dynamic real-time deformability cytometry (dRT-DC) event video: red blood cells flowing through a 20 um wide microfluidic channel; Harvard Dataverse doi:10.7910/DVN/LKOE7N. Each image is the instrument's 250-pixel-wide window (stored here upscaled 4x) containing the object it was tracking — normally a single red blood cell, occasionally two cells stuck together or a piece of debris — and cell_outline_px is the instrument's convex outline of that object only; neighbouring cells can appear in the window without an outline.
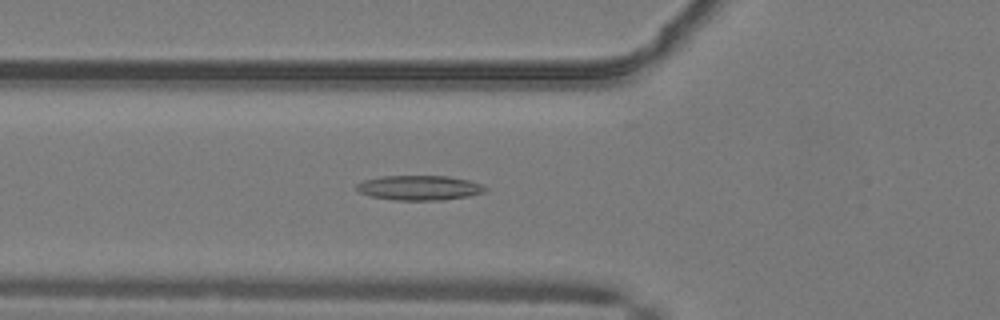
{"species": "common noctule bat (a hibernating species)", "species_latin": "Nyctalus noctula", "temperature_condition": "warm", "stored_images_in_passage": 48, "camera_frame_rate_fps": 3000, "um_per_image_px": 0.085, "animal": {"sex": "male", "body_mass_g": 19.2, "forearm_length_mm": 51.8}, "frame": {"image": 1, "passage_image": 16, "time_ms": 5.0, "image_size_px": [1000, 320], "cell_outline_px": [[488, 188], [484, 192], [468, 196], [444, 200], [396, 200], [372, 196], [360, 192], [356, 188], [356, 184], [364, 180], [380, 176], [448, 176], [468, 180], [480, 184]], "centroid_in_image_um": [35.65, 15.96], "position_along_channel_um": 90.2, "area_um2": 18.44}}
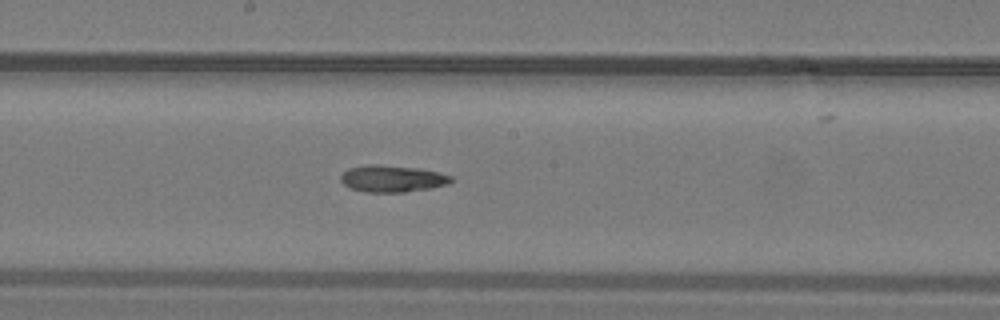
{"frame": {"image": 2, "passage_image": 25, "time_ms": 8.0, "image_size_px": [1000, 320], "cell_outline_px": [[452, 180], [448, 184], [432, 188], [404, 192], [364, 192], [352, 188], [344, 184], [340, 180], [340, 176], [348, 168], [368, 164], [376, 164], [416, 168], [440, 172], [452, 176]], "centroid_in_image_um": [33.34, 15.18], "position_along_channel_um": 214.9, "area_um2": 17.22}}
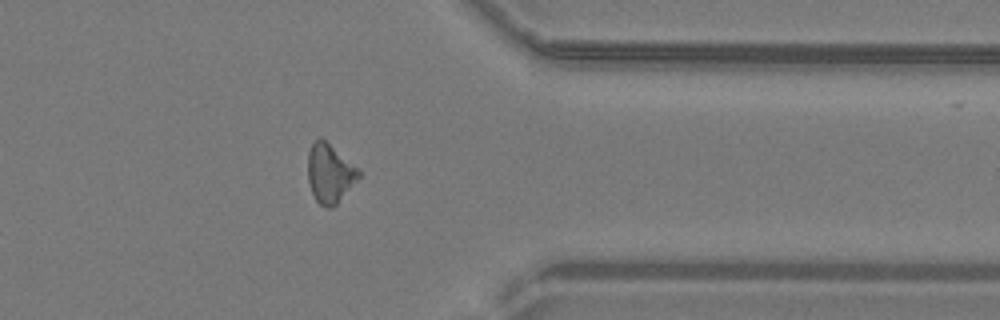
{"frame": {"image": 3, "passage_image": 38, "time_ms": 12.333, "image_size_px": [1000, 320], "cell_outline_px": [[360, 176], [336, 204], [332, 208], [328, 208], [320, 204], [316, 200], [308, 184], [308, 152], [312, 144], [320, 136], [356, 168], [360, 172]], "centroid_in_image_um": [27.98, 14.75], "position_along_channel_um": 383.4, "area_um2": 16.94}}